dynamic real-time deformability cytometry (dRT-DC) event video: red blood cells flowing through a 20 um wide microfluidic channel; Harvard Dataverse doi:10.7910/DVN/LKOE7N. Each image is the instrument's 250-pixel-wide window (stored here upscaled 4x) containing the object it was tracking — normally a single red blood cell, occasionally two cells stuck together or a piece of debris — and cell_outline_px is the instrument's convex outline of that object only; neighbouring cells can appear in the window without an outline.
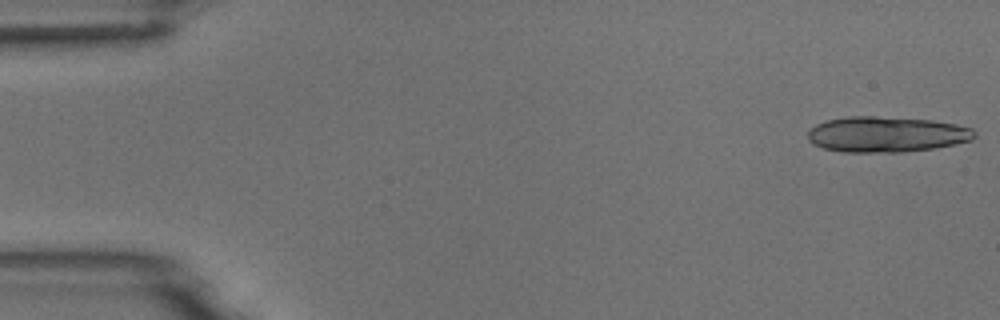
{"species": "common noctule bat (a hibernating species)", "species_latin": "Nyctalus noctula", "temperature_condition": "room temperature", "stored_images_in_passage": 15, "camera_frame_rate_fps": 3000, "um_per_image_px": 0.085, "animal": {"sex": "male", "body_mass_g": 18.8}, "frame": {"image": 1, "passage_image": 1, "time_ms": 0.0, "image_size_px": [1000, 320], "cell_outline_px": [[976, 136], [972, 140], [936, 148], [904, 152], [840, 152], [824, 148], [812, 144], [808, 140], [808, 132], [816, 124], [824, 120], [844, 116], [876, 116], [932, 120], [956, 124], [972, 128], [976, 132]], "centroid_in_image_um": [75.34, 11.42], "position_along_channel_um": 9.7, "area_um2": 34.97}}